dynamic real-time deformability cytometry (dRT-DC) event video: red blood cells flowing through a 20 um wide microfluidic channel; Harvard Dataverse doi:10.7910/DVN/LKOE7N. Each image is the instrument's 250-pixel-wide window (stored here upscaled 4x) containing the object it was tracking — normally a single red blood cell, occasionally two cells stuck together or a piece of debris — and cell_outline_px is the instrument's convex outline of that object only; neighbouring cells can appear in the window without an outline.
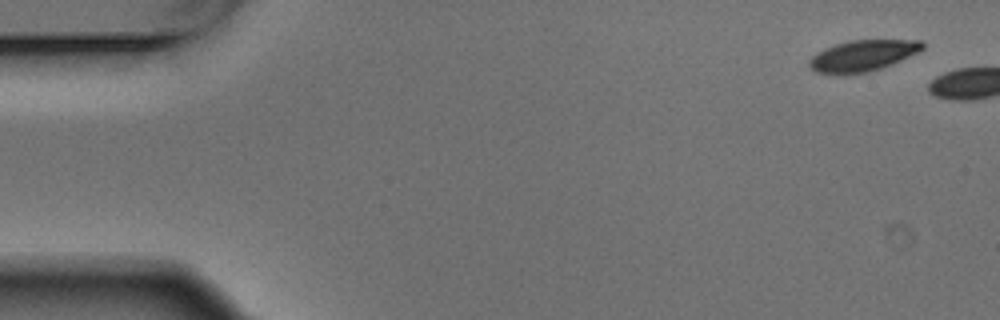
{"species": "Egyptian fruit bat (a non-hibernating species)", "species_latin": "Rousettus aegyptiacus", "temperature_condition": "warm", "stored_images_in_passage": 2, "camera_frame_rate_fps": 3000, "um_per_image_px": 0.085, "animal": {"sex": "male"}, "frame": {"image": 1, "passage_image": 1, "time_ms": 0.0, "image_size_px": [1000, 320], "cell_outline_px": [[924, 48], [892, 64], [880, 68], [864, 72], [816, 72], [808, 64], [808, 60], [812, 56], [824, 48], [848, 40], [924, 40]], "centroid_in_image_um": [73.35, 4.69], "position_along_channel_um": 11.7, "area_um2": 19.88}}